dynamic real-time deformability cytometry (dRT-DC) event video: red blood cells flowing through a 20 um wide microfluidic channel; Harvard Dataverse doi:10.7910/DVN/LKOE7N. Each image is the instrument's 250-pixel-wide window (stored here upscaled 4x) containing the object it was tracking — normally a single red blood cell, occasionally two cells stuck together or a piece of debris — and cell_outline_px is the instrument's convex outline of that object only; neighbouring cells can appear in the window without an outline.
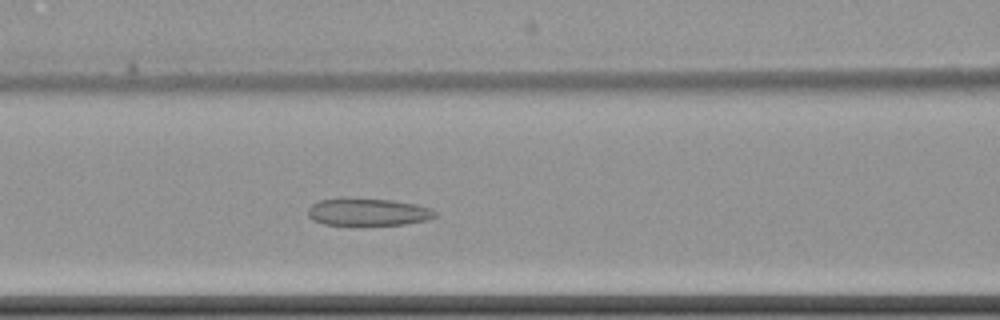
{"species": "common noctule bat (a hibernating species)", "species_latin": "Nyctalus noctula", "temperature_condition": "cold", "stored_images_in_passage": 6, "camera_frame_rate_fps": 3000, "um_per_image_px": 0.085, "animal": {"sex": "female", "body_mass_g": 22.7, "forearm_length_mm": 54.2}, "frame": {"image": 1, "passage_image": 6, "time_ms": 7.0, "image_size_px": [1000, 320], "cell_outline_px": [[436, 216], [428, 220], [404, 224], [324, 224], [312, 220], [308, 216], [308, 208], [312, 204], [320, 200], [392, 200], [416, 204], [428, 208], [436, 212]], "centroid_in_image_um": [31.3, 18.04], "position_along_channel_um": 135.3, "area_um2": 19.42}}